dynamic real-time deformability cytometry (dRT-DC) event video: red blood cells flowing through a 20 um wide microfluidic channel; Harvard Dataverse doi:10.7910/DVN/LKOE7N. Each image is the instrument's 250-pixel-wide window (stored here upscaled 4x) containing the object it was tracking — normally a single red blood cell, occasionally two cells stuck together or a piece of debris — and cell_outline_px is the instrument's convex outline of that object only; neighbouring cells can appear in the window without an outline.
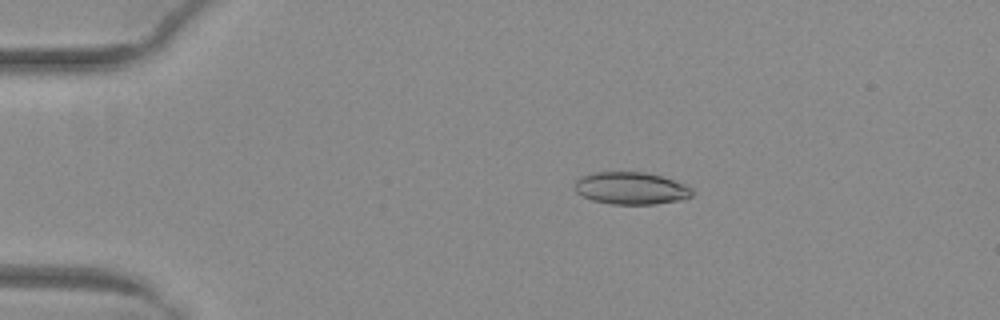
{"species": "common noctule bat (a hibernating species)", "species_latin": "Nyctalus noctula", "temperature_condition": "warm", "stored_images_in_passage": 46, "camera_frame_rate_fps": 3000, "um_per_image_px": 0.085, "animal": {"sex": "female", "body_mass_g": 29.2, "forearm_length_mm": 56.3}, "frame": {"image": 1, "passage_image": 7, "time_ms": 2.0, "image_size_px": [1000, 320], "cell_outline_px": [[692, 196], [680, 200], [656, 204], [612, 204], [592, 200], [576, 192], [576, 180], [580, 176], [596, 172], [644, 172], [660, 176], [684, 184], [692, 188]], "centroid_in_image_um": [53.63, 16.0], "position_along_channel_um": 31.4, "area_um2": 21.91}}
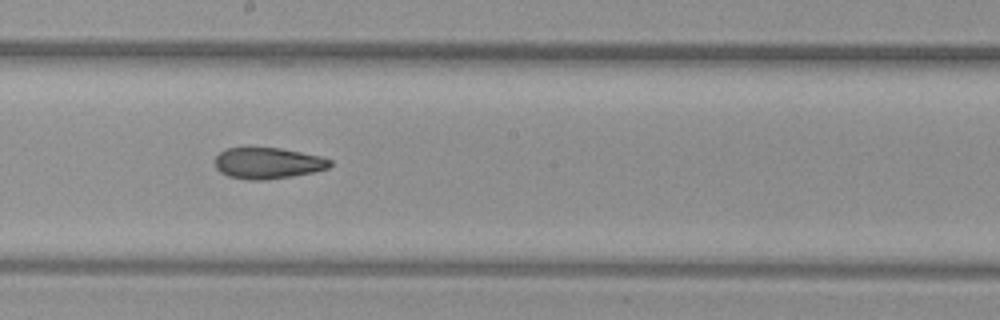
{"frame": {"image": 2, "passage_image": 26, "time_ms": 8.333, "image_size_px": [1000, 320], "cell_outline_px": [[332, 164], [328, 168], [312, 172], [292, 176], [264, 180], [248, 180], [228, 176], [220, 172], [216, 168], [216, 156], [220, 152], [228, 148], [280, 148], [320, 156], [332, 160]], "centroid_in_image_um": [22.77, 13.87], "position_along_channel_um": 225.4, "area_um2": 20.75}}
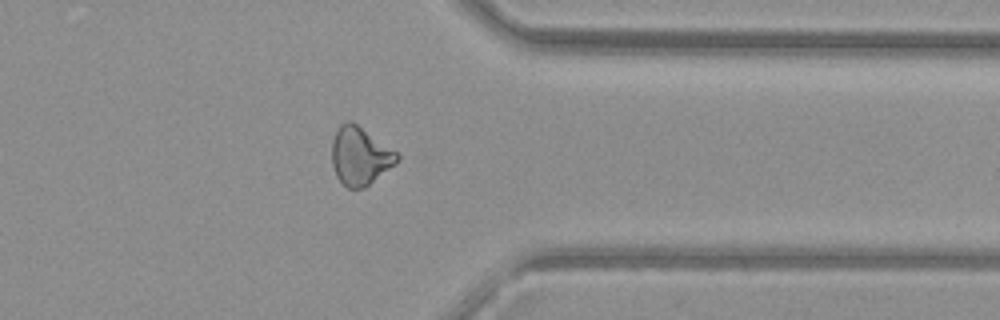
{"frame": {"image": 3, "passage_image": 38, "time_ms": 12.333, "image_size_px": [1000, 320], "cell_outline_px": [[400, 160], [396, 164], [364, 188], [348, 188], [336, 176], [332, 164], [332, 140], [340, 124], [344, 120], [352, 120], [396, 152], [400, 156]], "centroid_in_image_um": [30.59, 13.24], "position_along_channel_um": 380.8, "area_um2": 22.02}, "authors_computed_cell_mechanics": {"area_um2": 21.9351, "velocity_mm_per_s": 4.0438, "shape_relaxation_time_tau1_ms": null, "shape_relaxation_time_tau2_ms": 3.8771, "deformation_change_tau1": null, "deformation_change_tau2": 0.121}}